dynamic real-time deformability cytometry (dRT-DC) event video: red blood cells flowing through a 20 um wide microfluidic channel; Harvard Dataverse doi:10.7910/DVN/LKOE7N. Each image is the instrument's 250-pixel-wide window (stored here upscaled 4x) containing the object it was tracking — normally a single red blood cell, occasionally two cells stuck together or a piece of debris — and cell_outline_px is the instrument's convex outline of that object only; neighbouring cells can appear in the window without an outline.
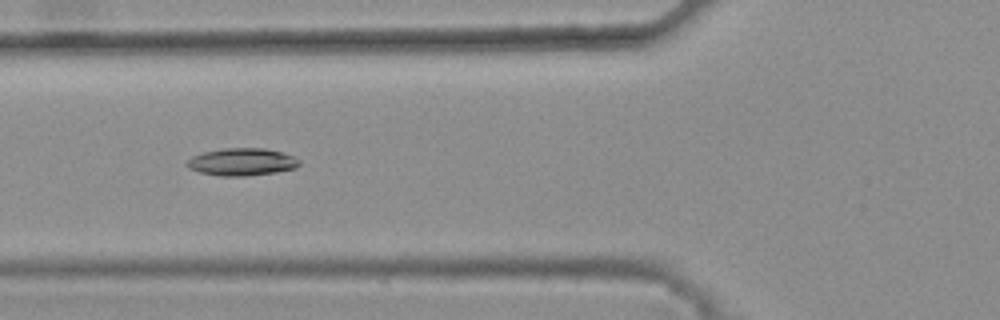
{"species": "common noctule bat (a hibernating species)", "species_latin": "Nyctalus noctula", "temperature_condition": "warm", "stored_images_in_passage": 35, "camera_frame_rate_fps": 3000, "um_per_image_px": 0.085, "animal": {"sex": "female", "body_mass_g": 25.1}, "frame": {"image": 1, "passage_image": 8, "time_ms": 2.333, "image_size_px": [1000, 320], "cell_outline_px": [[300, 164], [296, 168], [276, 172], [244, 176], [220, 176], [200, 172], [188, 168], [184, 164], [192, 156], [204, 152], [224, 148], [264, 148], [284, 152], [300, 160]], "centroid_in_image_um": [20.56, 13.76], "position_along_channel_um": 105.2, "area_um2": 18.03}}
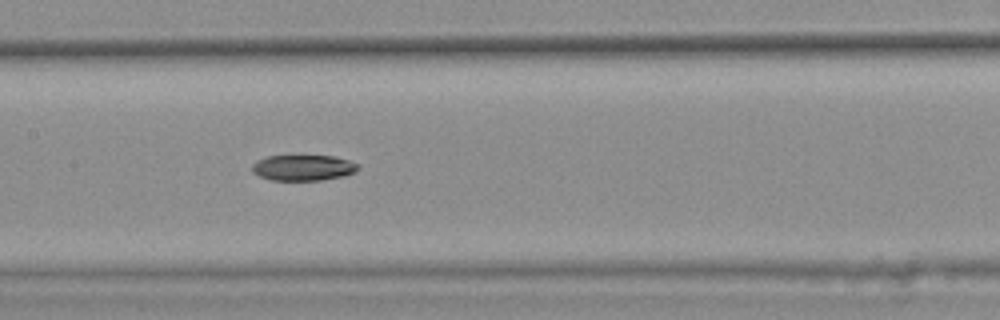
{"frame": {"image": 2, "passage_image": 14, "time_ms": 4.333, "image_size_px": [1000, 320], "cell_outline_px": [[360, 168], [356, 172], [344, 176], [320, 180], [272, 180], [260, 176], [252, 172], [252, 164], [256, 160], [268, 156], [332, 156], [348, 160], [356, 164]], "centroid_in_image_um": [25.76, 14.26], "position_along_channel_um": 181.6, "area_um2": 15.84}}
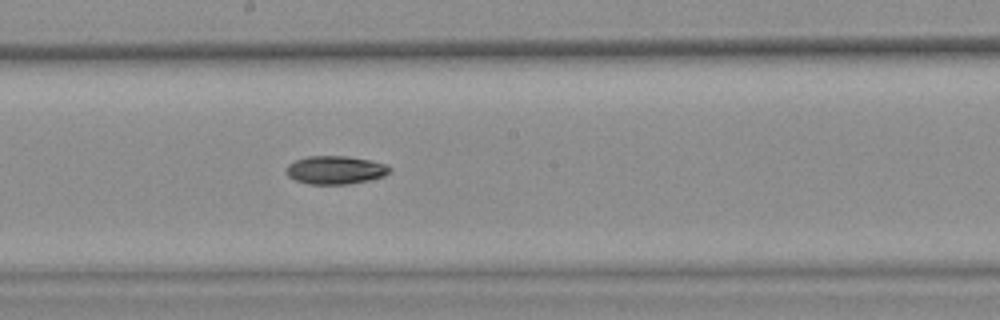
{"frame": {"image": 3, "passage_image": 17, "time_ms": 5.333, "image_size_px": [1000, 320], "cell_outline_px": [[392, 172], [384, 176], [368, 180], [348, 184], [308, 184], [296, 180], [288, 176], [284, 172], [284, 168], [288, 164], [296, 160], [308, 156], [348, 156], [372, 160], [388, 164], [392, 168]], "centroid_in_image_um": [28.53, 14.44], "position_along_channel_um": 219.7, "area_um2": 17.34}}